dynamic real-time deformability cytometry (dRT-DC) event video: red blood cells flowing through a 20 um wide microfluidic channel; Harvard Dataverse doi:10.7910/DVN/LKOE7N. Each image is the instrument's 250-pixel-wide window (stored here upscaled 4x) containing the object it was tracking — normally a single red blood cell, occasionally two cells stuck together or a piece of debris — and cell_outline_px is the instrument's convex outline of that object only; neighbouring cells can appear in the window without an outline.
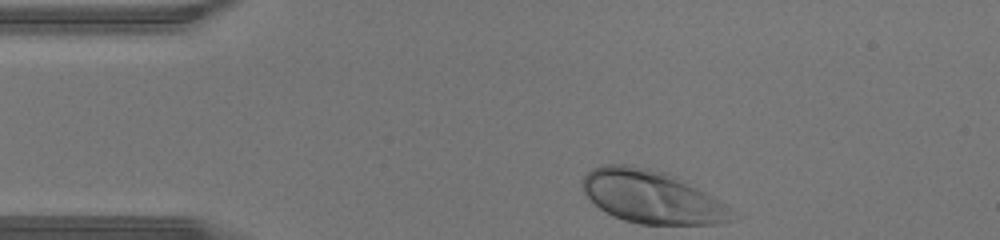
{"species": "human", "species_latin": "Homo sapiens", "temperature_condition": "warm", "stored_images_in_passage": 28, "camera_frame_rate_fps": 3000, "um_per_image_px": 0.085, "donor": {"sex": "male"}, "frame": {"image": 1, "passage_image": 1, "time_ms": 0.0, "image_size_px": [1000, 240], "cell_outline_px": [[728, 220], [716, 224], [640, 224], [624, 220], [612, 216], [604, 212], [584, 192], [580, 180], [592, 168], [604, 164], [632, 164], [668, 172], [676, 176], [712, 196], [724, 204], [728, 208]], "centroid_in_image_um": [55.29, 16.7], "position_along_channel_um": 29.7, "area_um2": 45.66}}
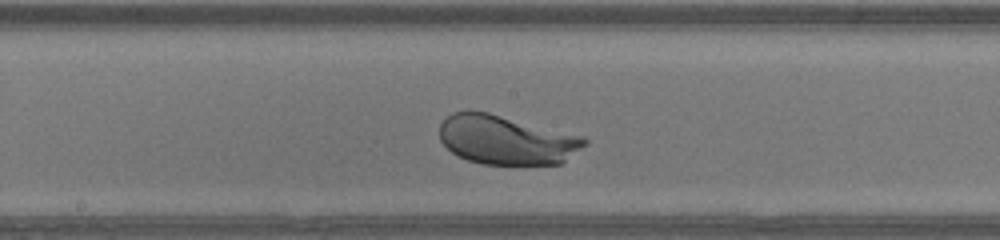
{"frame": {"image": 2, "passage_image": 16, "time_ms": 5.0, "image_size_px": [1000, 240], "cell_outline_px": [[588, 144], [560, 164], [484, 164], [468, 160], [452, 152], [440, 140], [440, 124], [452, 112], [488, 112], [584, 136], [588, 140]], "centroid_in_image_um": [43.08, 11.9], "position_along_channel_um": 205.1, "area_um2": 41.27}}
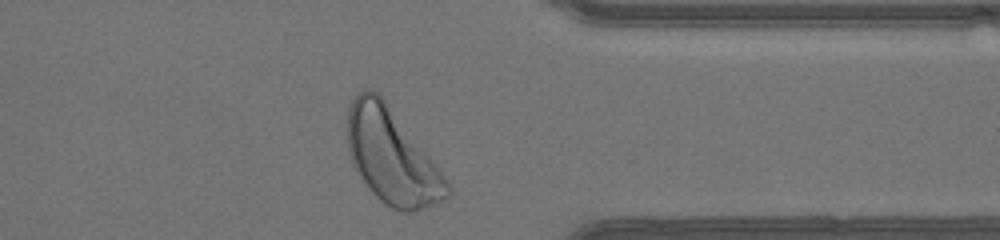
{"frame": {"image": 3, "passage_image": 28, "time_ms": 9.0, "image_size_px": [1000, 240], "cell_outline_px": [[452, 196], [416, 212], [400, 212], [384, 204], [368, 188], [356, 168], [348, 152], [348, 108], [352, 100], [364, 88], [368, 88], [380, 92], [448, 180], [452, 188]], "centroid_in_image_um": [33.33, 13.3], "position_along_channel_um": 378.1, "area_um2": 55.31}}